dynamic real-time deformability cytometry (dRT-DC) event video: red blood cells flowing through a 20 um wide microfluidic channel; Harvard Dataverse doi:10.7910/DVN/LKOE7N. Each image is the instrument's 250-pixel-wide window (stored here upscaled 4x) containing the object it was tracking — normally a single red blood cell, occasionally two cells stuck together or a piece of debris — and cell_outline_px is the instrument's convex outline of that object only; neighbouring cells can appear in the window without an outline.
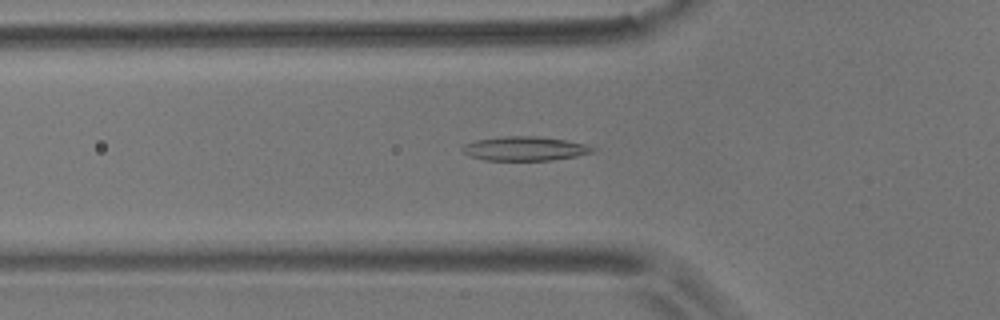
{"species": "common noctule bat (a hibernating species)", "species_latin": "Nyctalus noctula", "temperature_condition": "room temperature", "stored_images_in_passage": 43, "camera_frame_rate_fps": 3000, "um_per_image_px": 0.085, "animal": {"sex": "male", "body_mass_g": 17.9}, "frame": {"image": 1, "passage_image": 6, "time_ms": 1.667, "image_size_px": [1000, 320], "cell_outline_px": [[596, 148], [592, 152], [576, 156], [552, 160], [484, 160], [472, 156], [464, 152], [460, 148], [464, 144], [476, 140], [504, 136], [536, 136], [564, 140], [584, 144]], "centroid_in_image_um": [44.59, 12.63], "position_along_channel_um": 81.2, "area_um2": 18.09}}
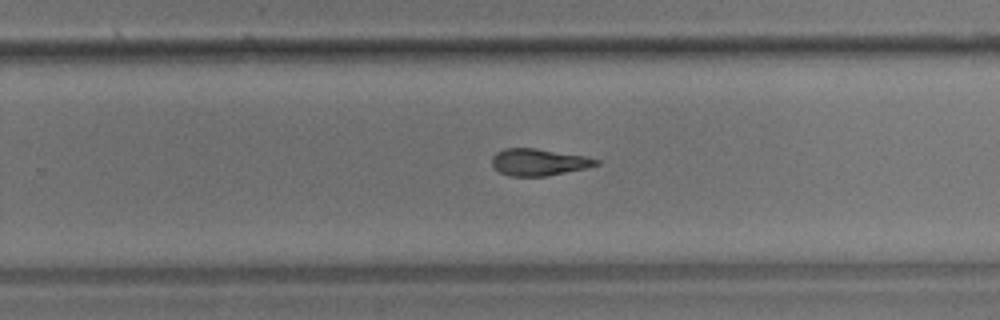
{"frame": {"image": 2, "passage_image": 23, "time_ms": 7.333, "image_size_px": [1000, 320], "cell_outline_px": [[600, 164], [584, 168], [544, 176], [508, 176], [500, 172], [492, 164], [492, 156], [496, 152], [504, 148], [536, 148], [584, 156], [600, 160]], "centroid_in_image_um": [45.76, 13.77], "position_along_channel_um": 284.0, "area_um2": 16.13}}
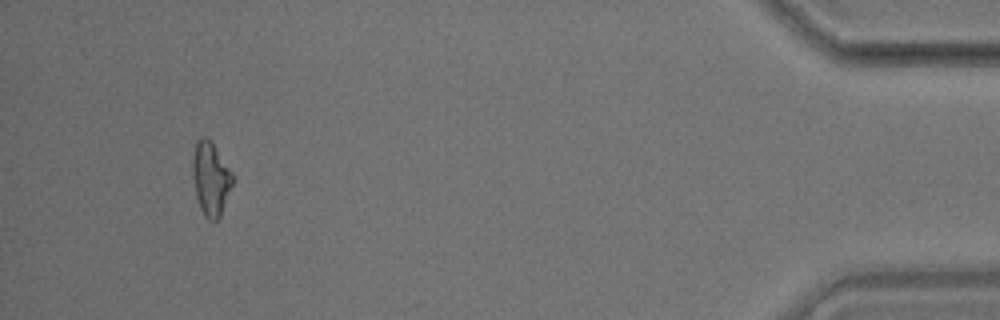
{"frame": {"image": 3, "passage_image": 40, "time_ms": 13.0, "image_size_px": [1000, 320], "cell_outline_px": [[232, 184], [220, 216], [216, 220], [208, 220], [204, 216], [200, 208], [196, 196], [192, 172], [192, 156], [196, 140], [200, 136], [204, 136], [212, 144], [232, 172]], "centroid_in_image_um": [17.87, 15.19], "position_along_channel_um": 417.3, "area_um2": 16.82}, "authors_computed_cell_mechanics": {"area_um2": 16.9354, "velocity_mm_per_s": 3.5641, "shape_relaxation_time_tau1_ms": 5.1831, "shape_relaxation_time_tau2_ms": 4.5156, "deformation_change_tau1": 0.1781, "deformation_change_tau2": 0.1366}}